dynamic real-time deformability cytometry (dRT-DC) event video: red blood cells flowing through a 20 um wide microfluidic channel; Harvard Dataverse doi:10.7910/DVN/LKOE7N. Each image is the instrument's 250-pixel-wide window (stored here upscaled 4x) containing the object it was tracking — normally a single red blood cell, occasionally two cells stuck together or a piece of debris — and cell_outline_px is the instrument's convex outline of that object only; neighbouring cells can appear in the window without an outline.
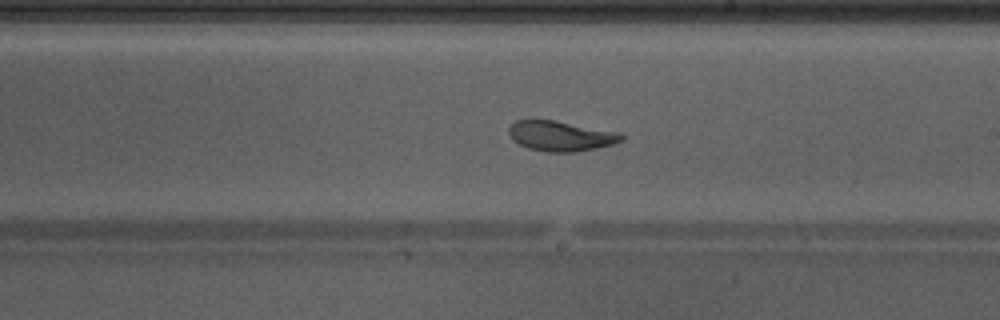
{"species": "Egyptian fruit bat (a non-hibernating species)", "species_latin": "Rousettus aegyptiacus", "temperature_condition": "warm", "stored_images_in_passage": 50, "camera_frame_rate_fps": 3000, "um_per_image_px": 0.085, "animal": {"sex": "male"}, "frame": {"image": 1, "passage_image": 29, "time_ms": 9.333, "image_size_px": [1000, 320], "cell_outline_px": [[624, 140], [612, 144], [596, 148], [576, 152], [548, 152], [528, 148], [512, 140], [508, 132], [508, 128], [516, 120], [556, 120], [620, 132], [624, 136]], "centroid_in_image_um": [47.68, 11.55], "position_along_channel_um": 241.3, "area_um2": 19.88}, "authors_computed_cell_mechanics": {"area_um2": 22.253, "velocity_mm_per_s": 4.2529, "shape_relaxation_time_tau1_ms": 4.4493, "shape_relaxation_time_tau2_ms": 1.197, "deformation_change_tau1": 0.1616, "deformation_change_tau2": 0.0562}}